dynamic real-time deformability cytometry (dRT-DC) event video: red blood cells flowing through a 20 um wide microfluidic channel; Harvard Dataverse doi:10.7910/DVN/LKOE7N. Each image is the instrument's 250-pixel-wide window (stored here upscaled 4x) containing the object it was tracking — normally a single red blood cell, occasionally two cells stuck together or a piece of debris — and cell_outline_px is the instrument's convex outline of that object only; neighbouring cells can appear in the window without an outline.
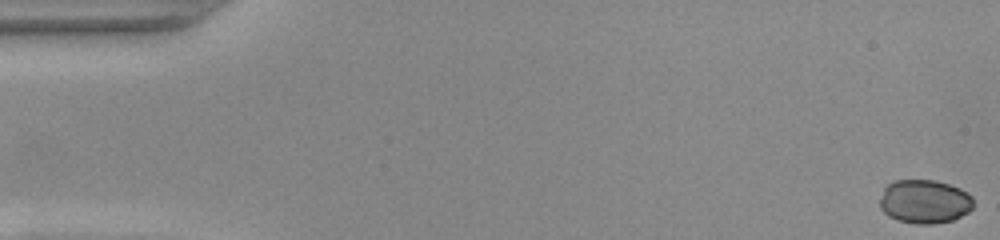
{"species": "common noctule bat (a hibernating species)", "species_latin": "Nyctalus noctula", "temperature_condition": "warm", "stored_images_in_passage": 14, "camera_frame_rate_fps": 3000, "um_per_image_px": 0.085, "animal": {"sex": "female", "body_mass_g": 22.0, "forearm_length_mm": 56.7}, "frame": {"image": 1, "passage_image": 1, "time_ms": 0.0, "image_size_px": [1000, 240], "cell_outline_px": [[972, 208], [968, 212], [952, 220], [932, 224], [916, 224], [896, 220], [888, 216], [880, 208], [880, 196], [884, 188], [892, 180], [936, 180], [960, 188], [968, 192], [972, 196]], "centroid_in_image_um": [78.56, 17.13], "position_along_channel_um": 6.4, "area_um2": 24.04}}
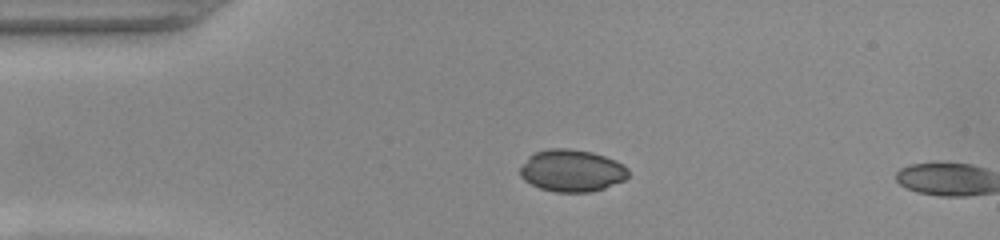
{"frame": {"image": 2, "passage_image": 12, "time_ms": 3.667, "image_size_px": [1000, 240], "cell_outline_px": [[628, 176], [624, 180], [604, 188], [588, 192], [556, 192], [540, 188], [524, 180], [520, 176], [520, 168], [528, 156], [532, 152], [548, 148], [568, 148], [592, 152], [616, 160], [624, 164], [628, 168]], "centroid_in_image_um": [48.59, 14.49], "position_along_channel_um": 36.4, "area_um2": 26.7}}